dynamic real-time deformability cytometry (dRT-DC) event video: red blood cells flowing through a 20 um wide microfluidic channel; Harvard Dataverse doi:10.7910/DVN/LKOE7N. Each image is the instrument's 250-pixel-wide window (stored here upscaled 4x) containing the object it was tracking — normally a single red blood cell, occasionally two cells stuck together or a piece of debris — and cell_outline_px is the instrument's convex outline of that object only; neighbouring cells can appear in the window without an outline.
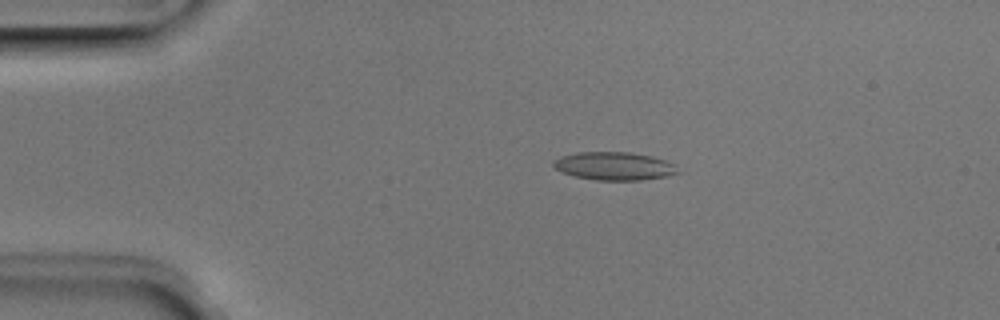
{"species": "Egyptian fruit bat (a non-hibernating species)", "species_latin": "Rousettus aegyptiacus", "temperature_condition": "room temperature", "stored_images_in_passage": 4, "camera_frame_rate_fps": 3000, "um_per_image_px": 0.085, "animal": {"sex": "male"}, "frame": {"image": 1, "passage_image": 3, "time_ms": 0.667, "image_size_px": [1000, 320], "cell_outline_px": [[680, 172], [668, 176], [640, 180], [596, 180], [576, 176], [564, 172], [556, 168], [552, 164], [560, 156], [576, 152], [628, 152], [652, 156], [676, 164]], "centroid_in_image_um": [52.26, 14.11], "position_along_channel_um": 32.7, "area_um2": 20.29}}